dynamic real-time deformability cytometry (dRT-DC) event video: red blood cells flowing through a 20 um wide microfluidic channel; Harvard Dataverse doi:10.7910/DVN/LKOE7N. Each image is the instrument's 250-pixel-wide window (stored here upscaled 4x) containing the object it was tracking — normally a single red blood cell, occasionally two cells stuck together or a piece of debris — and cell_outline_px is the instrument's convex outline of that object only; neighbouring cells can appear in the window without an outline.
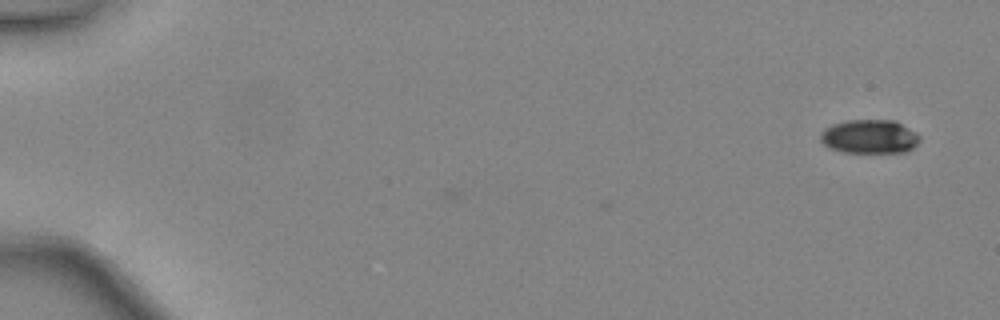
{"species": "common noctule bat (a hibernating species)", "species_latin": "Nyctalus noctula", "temperature_condition": "warm", "stored_images_in_passage": 4, "camera_frame_rate_fps": 3000, "um_per_image_px": 0.085, "animal": {"sex": "female", "body_mass_g": 24.6, "forearm_length_mm": 56.2}, "frame": {"image": 1, "passage_image": 1, "time_ms": 0.0, "image_size_px": [1000, 320], "cell_outline_px": [[920, 140], [908, 152], [844, 152], [828, 148], [820, 140], [820, 132], [824, 128], [832, 124], [848, 120], [896, 120], [916, 132], [920, 136]], "centroid_in_image_um": [73.9, 11.6], "position_along_channel_um": 11.1, "area_um2": 19.77}}